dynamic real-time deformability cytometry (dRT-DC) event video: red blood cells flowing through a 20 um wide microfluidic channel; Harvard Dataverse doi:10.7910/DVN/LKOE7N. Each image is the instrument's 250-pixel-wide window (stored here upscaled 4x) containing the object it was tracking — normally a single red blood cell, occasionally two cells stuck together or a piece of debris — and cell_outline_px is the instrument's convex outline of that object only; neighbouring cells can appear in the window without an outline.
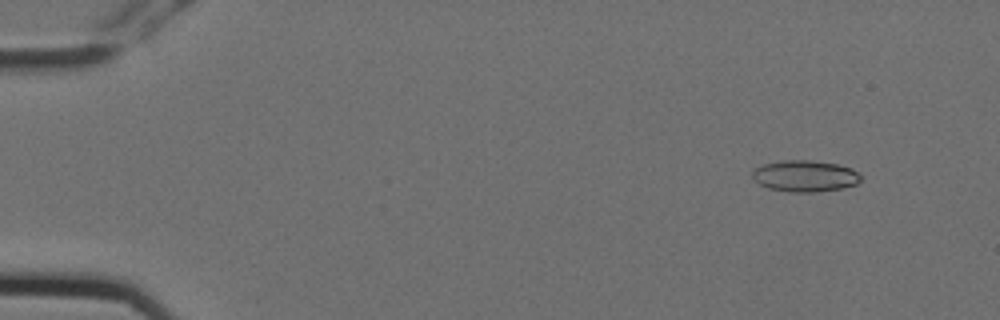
{"species": "Egyptian fruit bat (a non-hibernating species)", "species_latin": "Rousettus aegyptiacus", "temperature_condition": "cold", "stored_images_in_passage": 5, "camera_frame_rate_fps": 3000, "um_per_image_px": 0.085, "animal": {"sex": "female"}, "frame": {"image": 1, "passage_image": 2, "time_ms": 0.333, "image_size_px": [1000, 320], "cell_outline_px": [[860, 180], [856, 184], [840, 188], [816, 192], [788, 192], [768, 188], [752, 180], [752, 172], [756, 168], [764, 164], [784, 160], [812, 160], [836, 164], [852, 168], [860, 172]], "centroid_in_image_um": [68.41, 14.96], "position_along_channel_um": 16.6, "area_um2": 19.88}}
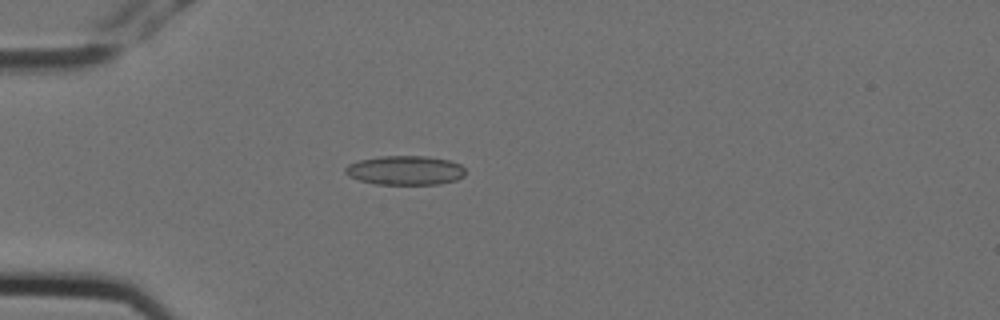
{"frame": {"image": 2, "passage_image": 5, "time_ms": 1.333, "image_size_px": [1000, 320], "cell_outline_px": [[464, 176], [456, 180], [440, 184], [376, 184], [360, 180], [348, 176], [344, 172], [344, 168], [348, 164], [360, 160], [380, 156], [428, 156], [448, 160], [460, 164], [464, 168]], "centroid_in_image_um": [34.43, 14.47], "position_along_channel_um": 50.6, "area_um2": 20.46}}